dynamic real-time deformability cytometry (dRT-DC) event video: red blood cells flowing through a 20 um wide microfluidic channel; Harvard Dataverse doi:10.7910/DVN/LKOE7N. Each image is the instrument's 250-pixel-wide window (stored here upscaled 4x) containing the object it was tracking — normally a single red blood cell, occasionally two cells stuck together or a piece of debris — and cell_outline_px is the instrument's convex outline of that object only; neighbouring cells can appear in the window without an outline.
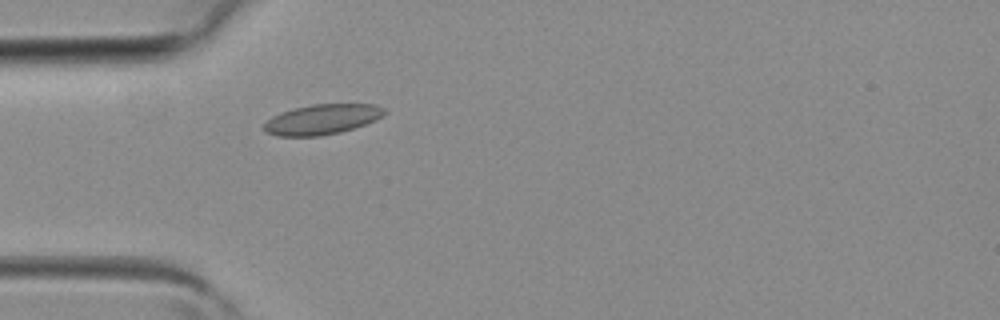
{"species": "common noctule bat (a hibernating species)", "species_latin": "Nyctalus noctula", "temperature_condition": "room temperature", "stored_images_in_passage": 4, "camera_frame_rate_fps": 3000, "um_per_image_px": 0.085, "animal": {"sex": "female", "body_mass_g": 19.3, "forearm_length_mm": 54.1}, "frame": {"image": 1, "passage_image": 4, "time_ms": 1.0, "image_size_px": [1000, 320], "cell_outline_px": [[388, 112], [364, 124], [340, 132], [320, 136], [276, 136], [268, 132], [264, 128], [264, 124], [272, 116], [280, 112], [312, 104], [376, 104], [384, 108]], "centroid_in_image_um": [27.36, 10.14], "position_along_channel_um": 57.6, "area_um2": 20.87}}